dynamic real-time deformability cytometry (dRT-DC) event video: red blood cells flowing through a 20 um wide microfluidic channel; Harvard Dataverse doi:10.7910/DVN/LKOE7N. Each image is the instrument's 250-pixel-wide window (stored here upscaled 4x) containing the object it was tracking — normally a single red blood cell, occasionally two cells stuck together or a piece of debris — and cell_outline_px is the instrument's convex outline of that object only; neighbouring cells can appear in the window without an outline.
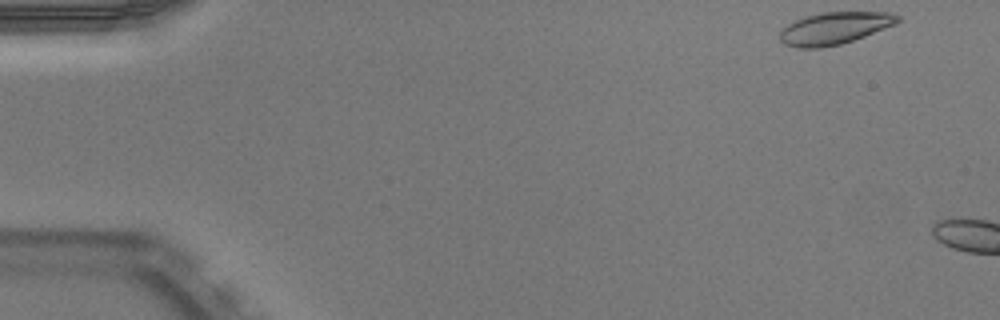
{"species": "Egyptian fruit bat (a non-hibernating species)", "species_latin": "Rousettus aegyptiacus", "temperature_condition": "warm", "stored_images_in_passage": 5, "camera_frame_rate_fps": 3000, "um_per_image_px": 0.085, "animal": {"sex": "male"}, "frame": {"image": 1, "passage_image": 1, "time_ms": 0.0, "image_size_px": [1000, 320], "cell_outline_px": [[900, 20], [896, 24], [864, 36], [840, 44], [820, 48], [796, 48], [784, 44], [780, 40], [780, 32], [788, 24], [804, 16], [824, 12], [892, 12], [900, 16]], "centroid_in_image_um": [70.94, 2.39], "position_along_channel_um": 14.1, "area_um2": 22.02}}